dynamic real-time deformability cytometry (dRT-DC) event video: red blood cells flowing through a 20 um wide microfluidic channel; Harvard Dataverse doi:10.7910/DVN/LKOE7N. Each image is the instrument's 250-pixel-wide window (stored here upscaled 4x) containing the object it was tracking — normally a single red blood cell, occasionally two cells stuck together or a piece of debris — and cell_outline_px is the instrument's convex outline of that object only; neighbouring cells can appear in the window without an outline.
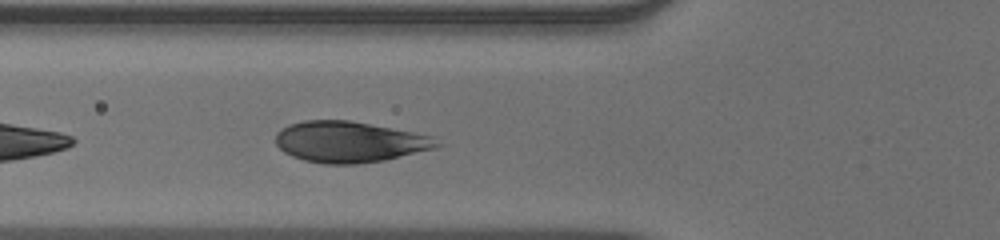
{"species": "human", "species_latin": "Homo sapiens", "temperature_condition": "warm", "stored_images_in_passage": 15, "camera_frame_rate_fps": 3000, "um_per_image_px": 0.085, "donor": {"sex": "male"}, "frame": {"image": 1, "passage_image": 5, "time_ms": 1.333, "image_size_px": [1000, 240], "cell_outline_px": [[444, 144], [436, 148], [384, 160], [356, 164], [324, 164], [304, 160], [292, 156], [284, 152], [276, 144], [276, 132], [280, 128], [288, 124], [304, 120], [348, 120], [412, 132], [432, 136]], "centroid_in_image_um": [29.68, 12.06], "position_along_channel_um": 96.1, "area_um2": 38.49}}
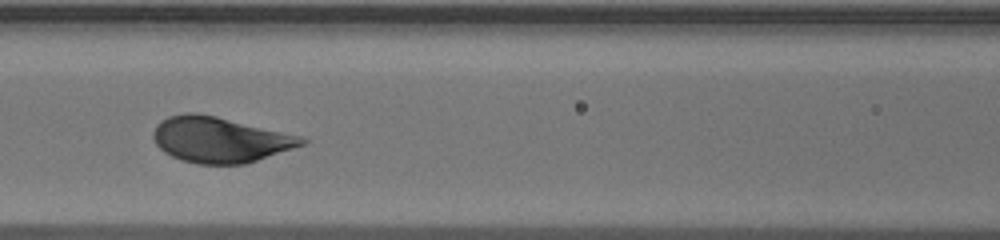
{"frame": {"image": 2, "passage_image": 9, "time_ms": 2.667, "image_size_px": [1000, 240], "cell_outline_px": [[308, 140], [304, 144], [244, 164], [196, 164], [180, 160], [164, 152], [156, 144], [152, 136], [152, 132], [156, 124], [160, 120], [168, 116], [188, 112], [196, 112], [216, 116], [300, 136]], "centroid_in_image_um": [18.61, 11.86], "position_along_channel_um": 148.0, "area_um2": 39.19}}